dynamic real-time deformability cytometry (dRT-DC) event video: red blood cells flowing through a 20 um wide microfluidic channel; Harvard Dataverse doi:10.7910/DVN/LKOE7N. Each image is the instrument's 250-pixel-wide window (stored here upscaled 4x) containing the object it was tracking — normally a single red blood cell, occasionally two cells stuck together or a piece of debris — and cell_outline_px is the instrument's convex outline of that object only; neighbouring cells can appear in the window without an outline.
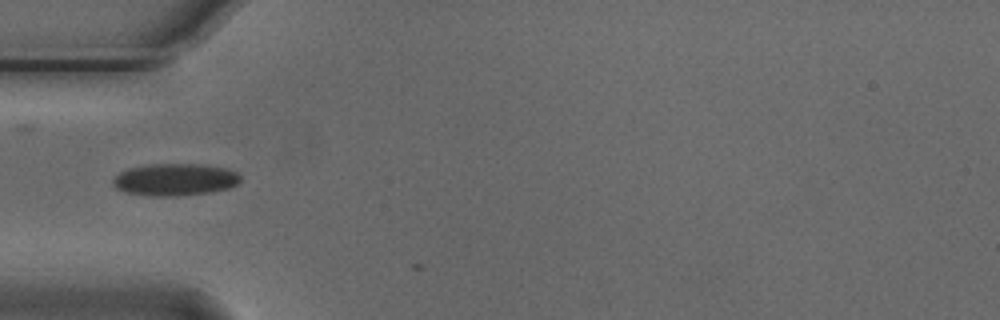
{"species": "Egyptian fruit bat (a non-hibernating species)", "species_latin": "Rousettus aegyptiacus", "temperature_condition": "cold", "stored_images_in_passage": 3, "camera_frame_rate_fps": 3000, "um_per_image_px": 0.085, "animal": {"sex": "male"}, "frame": {"image": 1, "passage_image": 1, "time_ms": 0.0, "image_size_px": [1000, 320], "cell_outline_px": [[240, 180], [236, 184], [228, 188], [212, 192], [176, 196], [152, 196], [124, 192], [116, 188], [112, 184], [112, 180], [120, 172], [128, 168], [148, 164], [200, 164], [228, 168], [236, 172], [240, 176]], "centroid_in_image_um": [14.86, 15.26], "position_along_channel_um": 70.1, "area_um2": 23.99}}